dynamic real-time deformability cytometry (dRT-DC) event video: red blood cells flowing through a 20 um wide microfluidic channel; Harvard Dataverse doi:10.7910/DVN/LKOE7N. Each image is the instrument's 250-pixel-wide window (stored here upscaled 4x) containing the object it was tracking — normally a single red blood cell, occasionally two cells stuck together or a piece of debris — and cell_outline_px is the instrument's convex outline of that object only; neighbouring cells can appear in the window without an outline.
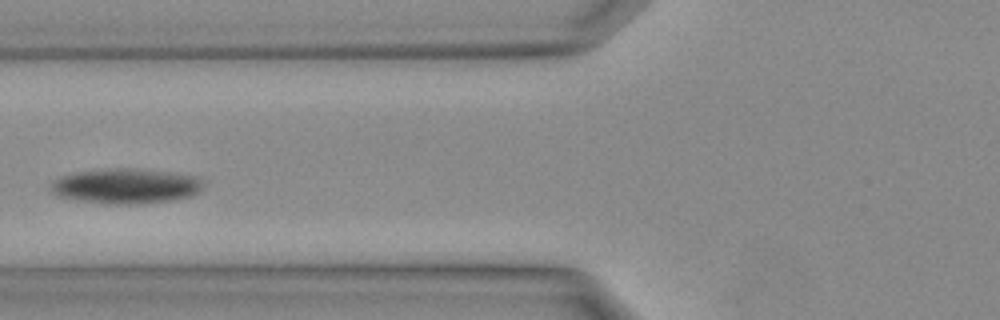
{"species": "Egyptian fruit bat (a non-hibernating species)", "species_latin": "Rousettus aegyptiacus", "temperature_condition": "warm", "stored_images_in_passage": 30, "camera_frame_rate_fps": 3000, "um_per_image_px": 0.085, "animal": {"sex": "female"}, "frame": {"image": 1, "passage_image": 9, "time_ms": 2.667, "image_size_px": [1000, 320], "cell_outline_px": [[204, 184], [200, 192], [192, 196], [176, 200], [140, 204], [104, 204], [76, 200], [56, 196], [48, 188], [60, 176], [76, 172], [112, 168], [136, 168], [200, 176]], "centroid_in_image_um": [10.74, 15.82], "position_along_channel_um": 115.1, "area_um2": 31.73}}